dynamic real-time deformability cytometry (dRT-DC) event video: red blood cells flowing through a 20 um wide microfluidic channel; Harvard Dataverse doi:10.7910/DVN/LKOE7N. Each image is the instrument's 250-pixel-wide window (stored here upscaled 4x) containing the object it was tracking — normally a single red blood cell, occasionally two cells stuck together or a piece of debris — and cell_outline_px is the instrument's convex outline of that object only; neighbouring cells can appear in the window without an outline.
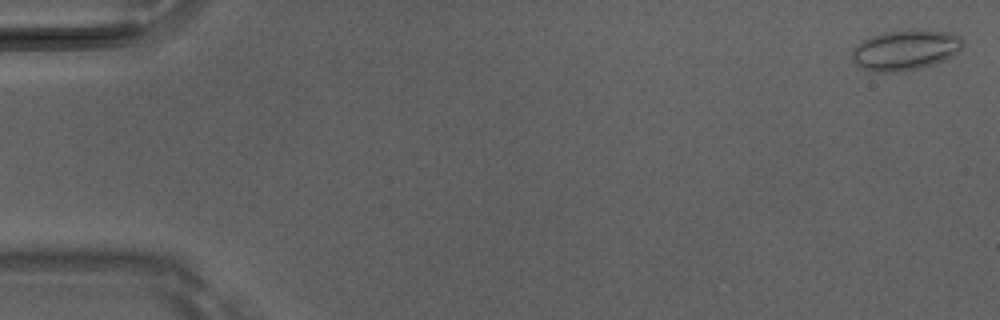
{"species": "Egyptian fruit bat (a non-hibernating species)", "species_latin": "Rousettus aegyptiacus", "temperature_condition": "room temperature", "stored_images_in_passage": 42, "camera_frame_rate_fps": 3000, "um_per_image_px": 0.085, "animal": {"sex": "male"}, "frame": {"image": 1, "passage_image": 1, "time_ms": 0.0, "image_size_px": [1000, 320], "cell_outline_px": [[964, 44], [960, 52], [944, 60], [920, 68], [896, 72], [876, 72], [864, 68], [856, 64], [852, 60], [852, 52], [856, 44], [860, 40], [884, 32], [908, 28], [952, 32], [960, 36], [964, 40]], "centroid_in_image_um": [76.99, 4.22], "position_along_channel_um": 8.0, "area_um2": 26.53}}
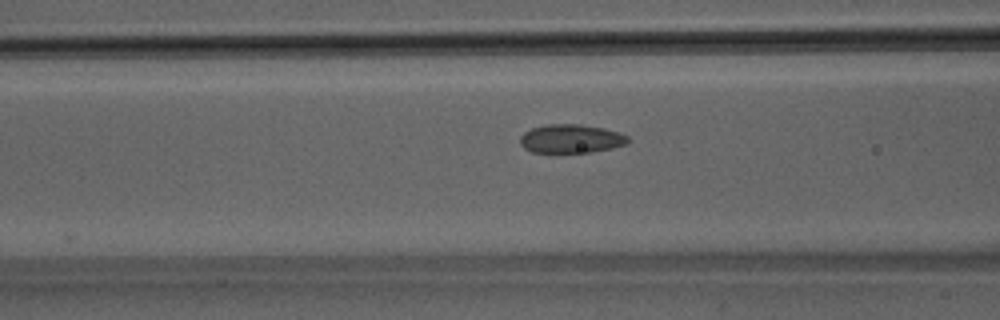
{"frame": {"image": 2, "passage_image": 20, "time_ms": 6.333, "image_size_px": [1000, 320], "cell_outline_px": [[628, 140], [624, 144], [612, 148], [592, 152], [532, 152], [524, 148], [520, 144], [520, 136], [524, 132], [532, 128], [544, 124], [580, 124], [604, 128], [628, 136]], "centroid_in_image_um": [48.49, 11.78], "position_along_channel_um": 118.1, "area_um2": 17.92}}
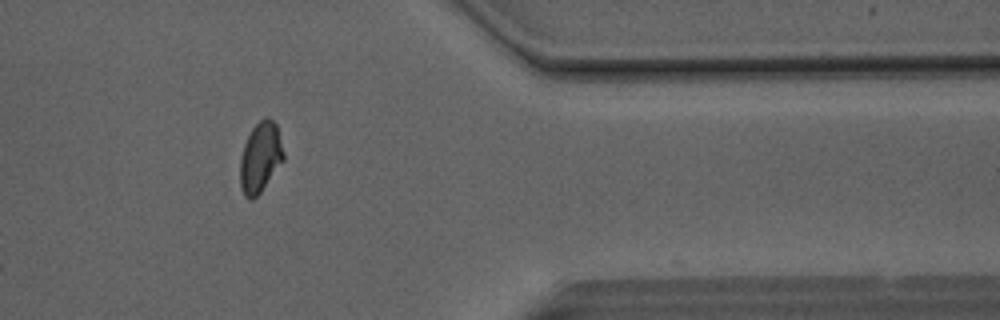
{"frame": {"image": 3, "passage_image": 41, "time_ms": 13.333, "image_size_px": [1000, 320], "cell_outline_px": [[284, 160], [260, 192], [252, 200], [248, 200], [244, 196], [240, 188], [240, 160], [244, 144], [252, 128], [264, 116], [268, 116], [276, 124], [284, 152]], "centroid_in_image_um": [22.12, 13.38], "position_along_channel_um": 389.3, "area_um2": 17.8}}